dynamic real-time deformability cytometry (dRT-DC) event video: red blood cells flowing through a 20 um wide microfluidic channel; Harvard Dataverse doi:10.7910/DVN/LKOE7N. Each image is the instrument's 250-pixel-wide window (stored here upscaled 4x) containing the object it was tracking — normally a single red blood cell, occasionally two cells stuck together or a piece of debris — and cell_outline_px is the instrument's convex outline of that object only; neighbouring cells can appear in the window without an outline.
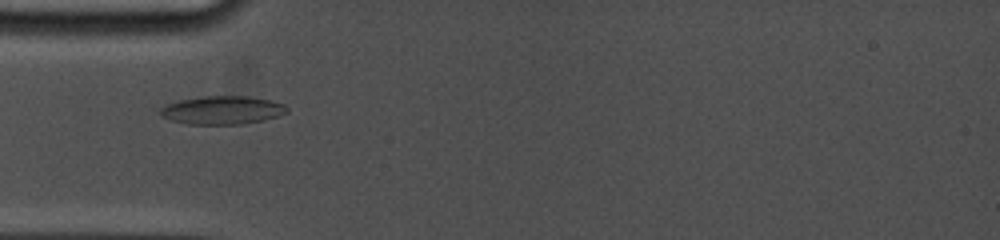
{"species": "common noctule bat (a hibernating species)", "species_latin": "Nyctalus noctula", "temperature_condition": "cold", "stored_images_in_passage": 10, "camera_frame_rate_fps": 5000, "um_per_image_px": 0.085, "animal": {"sex": "female", "body_mass_g": 19.0, "forearm_length_mm": 53.3}, "frame": {"image": 1, "passage_image": 4, "time_ms": 3.4, "image_size_px": [1000, 240], "cell_outline_px": [[288, 112], [276, 116], [260, 120], [240, 124], [188, 124], [168, 120], [160, 116], [160, 108], [168, 104], [180, 100], [204, 96], [248, 96], [268, 100], [284, 104], [288, 108]], "centroid_in_image_um": [18.85, 9.36], "position_along_channel_um": 66.2, "area_um2": 20.69}}
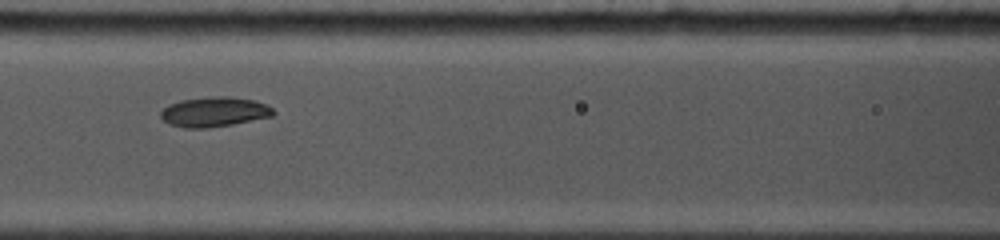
{"frame": {"image": 2, "passage_image": 6, "time_ms": 5.6, "image_size_px": [1000, 240], "cell_outline_px": [[276, 112], [272, 116], [232, 124], [208, 128], [184, 128], [168, 124], [160, 116], [160, 112], [168, 104], [180, 100], [216, 96], [228, 96], [252, 100], [264, 104], [272, 108]], "centroid_in_image_um": [18.17, 9.51], "position_along_channel_um": 148.4, "area_um2": 19.48}}
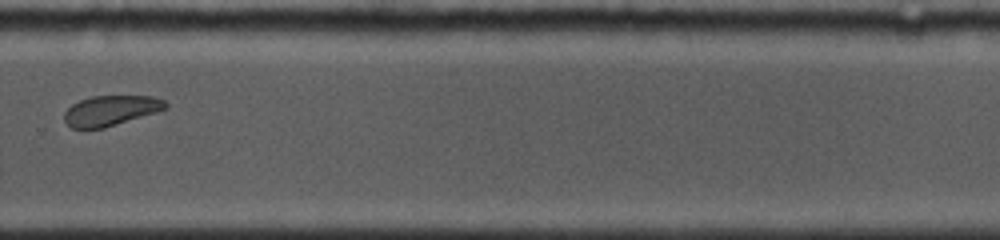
{"frame": {"image": 3, "passage_image": 10, "time_ms": 10.2, "image_size_px": [1000, 240], "cell_outline_px": [[168, 108], [156, 112], [104, 128], [72, 128], [64, 120], [64, 112], [72, 104], [80, 100], [92, 96], [156, 96], [164, 100], [168, 104]], "centroid_in_image_um": [9.43, 9.38], "position_along_channel_um": 320.4, "area_um2": 17.74}}